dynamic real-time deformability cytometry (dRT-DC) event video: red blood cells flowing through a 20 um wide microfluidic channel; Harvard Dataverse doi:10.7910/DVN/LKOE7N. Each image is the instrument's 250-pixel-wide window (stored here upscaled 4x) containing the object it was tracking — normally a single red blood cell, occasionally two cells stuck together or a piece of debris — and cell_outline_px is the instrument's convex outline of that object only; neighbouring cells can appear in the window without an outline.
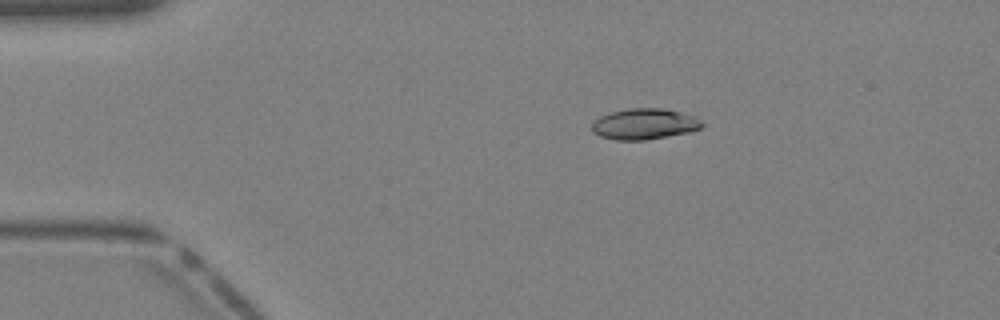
{"species": "Egyptian fruit bat (a non-hibernating species)", "species_latin": "Rousettus aegyptiacus", "temperature_condition": "warm", "stored_images_in_passage": 33, "camera_frame_rate_fps": 3000, "um_per_image_px": 0.085, "animal": {"sex": "female"}, "frame": {"image": 1, "passage_image": 1, "time_ms": 0.0, "image_size_px": [1000, 320], "cell_outline_px": [[704, 124], [700, 128], [692, 132], [644, 140], [616, 140], [600, 136], [592, 132], [592, 124], [600, 116], [608, 112], [628, 108], [664, 108], [696, 116], [704, 120]], "centroid_in_image_um": [54.81, 10.53], "position_along_channel_um": 30.2, "area_um2": 20.11}}
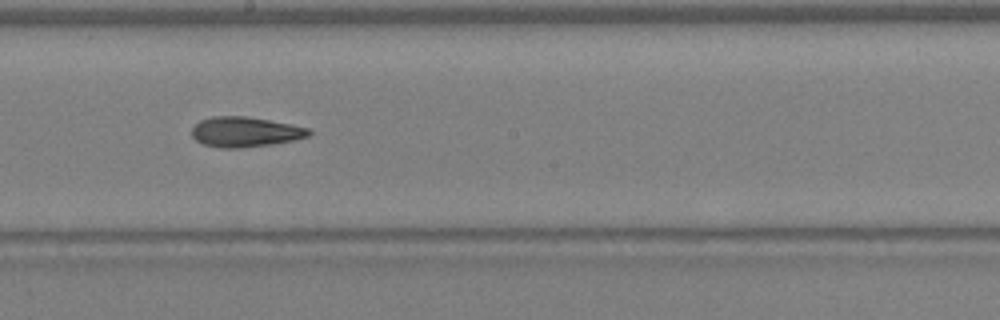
{"frame": {"image": 2, "passage_image": 16, "time_ms": 5.0, "image_size_px": [1000, 320], "cell_outline_px": [[312, 132], [308, 136], [292, 140], [272, 144], [240, 148], [220, 148], [204, 144], [196, 140], [192, 136], [192, 128], [200, 120], [212, 116], [244, 116], [268, 120], [308, 128]], "centroid_in_image_um": [20.8, 11.21], "position_along_channel_um": 227.4, "area_um2": 20.29}}
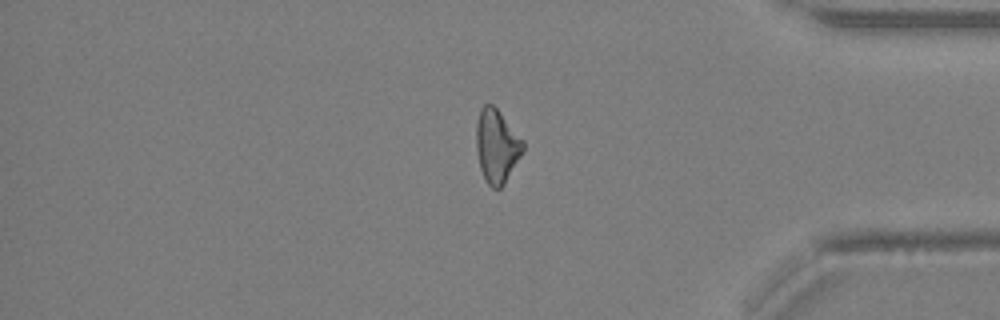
{"frame": {"image": 3, "passage_image": 27, "time_ms": 8.667, "image_size_px": [1000, 320], "cell_outline_px": [[524, 152], [504, 184], [500, 188], [492, 188], [488, 184], [480, 168], [476, 148], [476, 124], [480, 108], [484, 104], [492, 104], [500, 112], [524, 140]], "centroid_in_image_um": [42.23, 12.4], "position_along_channel_um": 393.0, "area_um2": 20.11}}